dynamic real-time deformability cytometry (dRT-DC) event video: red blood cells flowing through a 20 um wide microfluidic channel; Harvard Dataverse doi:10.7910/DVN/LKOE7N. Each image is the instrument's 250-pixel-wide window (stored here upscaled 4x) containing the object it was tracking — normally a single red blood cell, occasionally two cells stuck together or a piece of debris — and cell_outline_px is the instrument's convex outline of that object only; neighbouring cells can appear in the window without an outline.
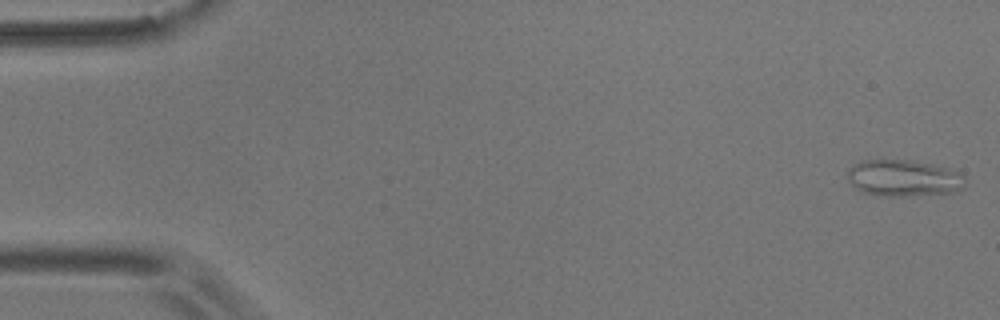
{"species": "common noctule bat (a hibernating species)", "species_latin": "Nyctalus noctula", "temperature_condition": "room temperature", "stored_images_in_passage": 54, "camera_frame_rate_fps": 3000, "um_per_image_px": 0.085, "animal": {"sex": "male", "body_mass_g": 17.9}, "frame": {"image": 1, "passage_image": 1, "time_ms": 0.0, "image_size_px": [1000, 320], "cell_outline_px": [[964, 188], [956, 192], [908, 196], [884, 196], [864, 192], [856, 188], [848, 180], [848, 168], [852, 164], [860, 160], [912, 160], [932, 164], [948, 168], [964, 176]], "centroid_in_image_um": [76.8, 15.13], "position_along_channel_um": 8.2, "area_um2": 25.14}}
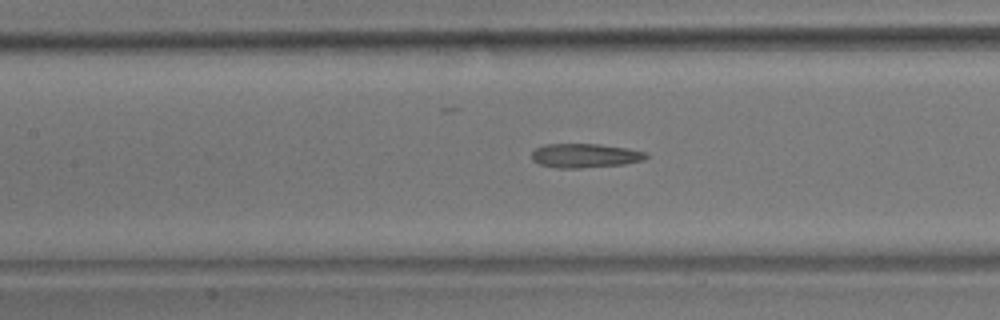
{"frame": {"image": 2, "passage_image": 24, "time_ms": 7.667, "image_size_px": [1000, 320], "cell_outline_px": [[648, 156], [644, 160], [624, 164], [580, 168], [556, 168], [540, 164], [532, 160], [532, 152], [536, 148], [544, 144], [600, 144], [628, 148], [648, 152]], "centroid_in_image_um": [49.75, 13.22], "position_along_channel_um": 157.7, "area_um2": 16.18}}
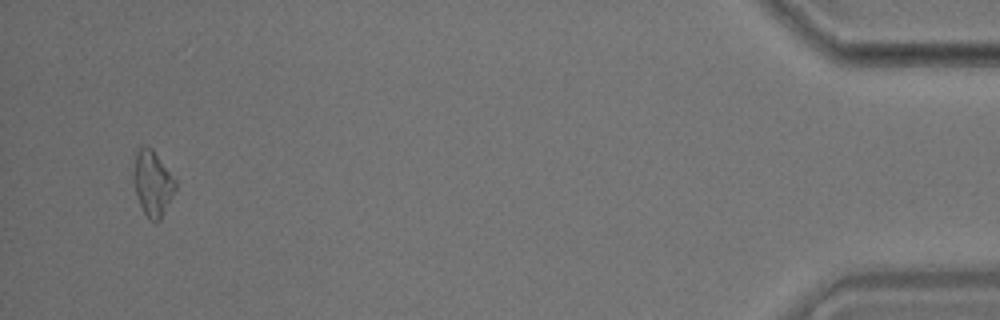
{"frame": {"image": 3, "passage_image": 52, "time_ms": 17.0, "image_size_px": [1000, 320], "cell_outline_px": [[176, 188], [160, 220], [148, 220], [140, 204], [132, 180], [132, 172], [136, 152], [144, 144], [148, 144], [152, 148], [176, 180]], "centroid_in_image_um": [12.95, 15.53], "position_along_channel_um": 422.3, "area_um2": 15.95}, "authors_computed_cell_mechanics": {"area_um2": 16.0973, "velocity_mm_per_s": 3.682, "shape_relaxation_time_tau1_ms": null, "shape_relaxation_time_tau2_ms": 6.8227, "deformation_change_tau1": null, "deformation_change_tau2": 0.1763}}